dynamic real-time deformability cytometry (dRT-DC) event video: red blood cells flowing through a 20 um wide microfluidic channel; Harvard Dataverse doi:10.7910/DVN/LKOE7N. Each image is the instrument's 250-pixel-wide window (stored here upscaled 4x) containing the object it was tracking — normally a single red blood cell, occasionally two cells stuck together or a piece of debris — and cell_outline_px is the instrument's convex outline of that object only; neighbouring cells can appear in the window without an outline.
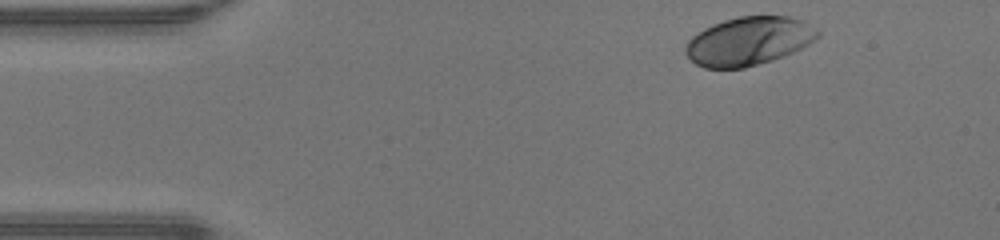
{"species": "human", "species_latin": "Homo sapiens", "temperature_condition": "warm", "stored_images_in_passage": 37, "camera_frame_rate_fps": 3000, "um_per_image_px": 0.085, "donor": {"sex": "male"}, "frame": {"image": 1, "passage_image": 1, "time_ms": 0.0, "image_size_px": [1000, 240], "cell_outline_px": [[820, 36], [816, 40], [784, 56], [772, 60], [744, 68], [704, 68], [696, 64], [684, 52], [684, 48], [688, 40], [692, 36], [704, 28], [712, 24], [724, 20], [740, 16], [792, 16], [804, 20], [816, 28], [820, 32]], "centroid_in_image_um": [63.65, 3.48], "position_along_channel_um": 21.3, "area_um2": 37.51}}
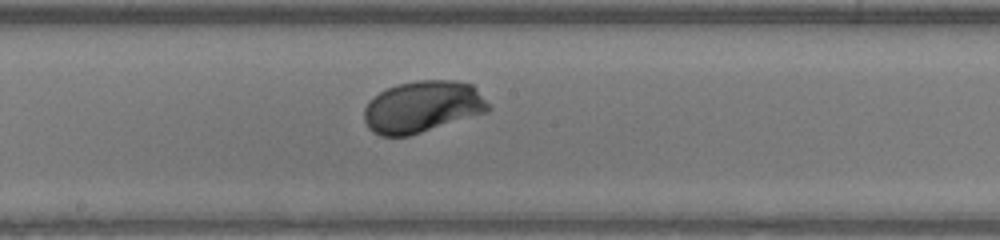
{"frame": {"image": 2, "passage_image": 20, "time_ms": 6.333, "image_size_px": [1000, 240], "cell_outline_px": [[492, 108], [488, 112], [408, 136], [380, 136], [372, 132], [368, 128], [364, 120], [364, 108], [368, 100], [380, 92], [396, 84], [416, 80], [456, 80], [472, 84], [476, 88]], "centroid_in_image_um": [35.9, 9.07], "position_along_channel_um": 212.3, "area_um2": 37.69}}
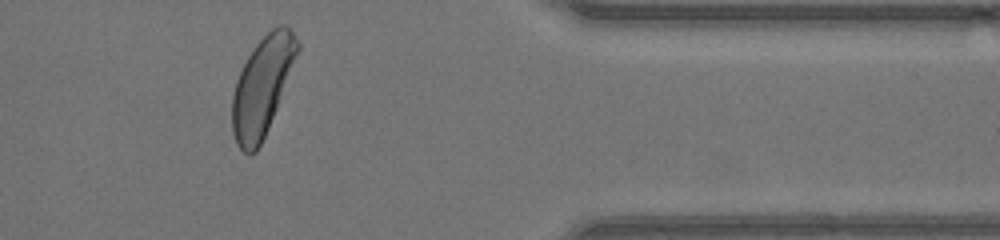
{"frame": {"image": 3, "passage_image": 34, "time_ms": 11.0, "image_size_px": [1000, 240], "cell_outline_px": [[300, 48], [268, 128], [256, 152], [244, 152], [236, 144], [232, 132], [232, 96], [236, 80], [248, 56], [256, 44], [272, 28], [280, 24], [288, 24], [292, 28], [300, 44]], "centroid_in_image_um": [22.29, 7.29], "position_along_channel_um": 389.1, "area_um2": 36.99}, "authors_computed_cell_mechanics": {"area_um2": 36.703, "velocity_mm_per_s": 4.3132, "shape_relaxation_time_tau1_ms": 1.4288, "shape_relaxation_time_tau2_ms": null, "deformation_change_tau1": 0.1378, "deformation_change_tau2": null}}